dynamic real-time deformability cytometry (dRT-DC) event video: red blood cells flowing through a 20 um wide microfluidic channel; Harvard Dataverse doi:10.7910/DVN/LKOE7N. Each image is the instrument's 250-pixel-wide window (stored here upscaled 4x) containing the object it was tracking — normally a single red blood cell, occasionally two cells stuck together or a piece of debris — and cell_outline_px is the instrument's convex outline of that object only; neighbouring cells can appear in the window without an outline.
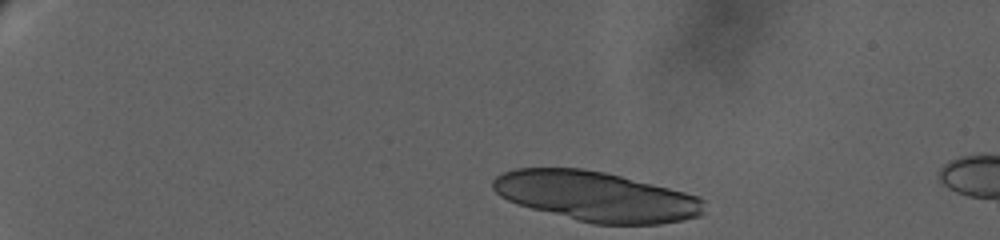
{"species": "human", "species_latin": "Homo sapiens", "temperature_condition": "warm", "stored_images_in_passage": 6, "camera_frame_rate_fps": 3000, "um_per_image_px": 0.085, "donor": {"sex": "female"}, "frame": {"image": 1, "passage_image": 1, "time_ms": 0.0, "image_size_px": [1000, 240], "cell_outline_px": [[704, 212], [700, 216], [684, 220], [660, 224], [592, 224], [576, 220], [532, 208], [508, 200], [500, 196], [492, 188], [492, 180], [496, 176], [504, 172], [516, 168], [580, 168], [604, 172], [684, 192], [696, 196], [704, 200]], "centroid_in_image_um": [50.67, 16.7], "position_along_channel_um": 34.3, "area_um2": 60.98}}